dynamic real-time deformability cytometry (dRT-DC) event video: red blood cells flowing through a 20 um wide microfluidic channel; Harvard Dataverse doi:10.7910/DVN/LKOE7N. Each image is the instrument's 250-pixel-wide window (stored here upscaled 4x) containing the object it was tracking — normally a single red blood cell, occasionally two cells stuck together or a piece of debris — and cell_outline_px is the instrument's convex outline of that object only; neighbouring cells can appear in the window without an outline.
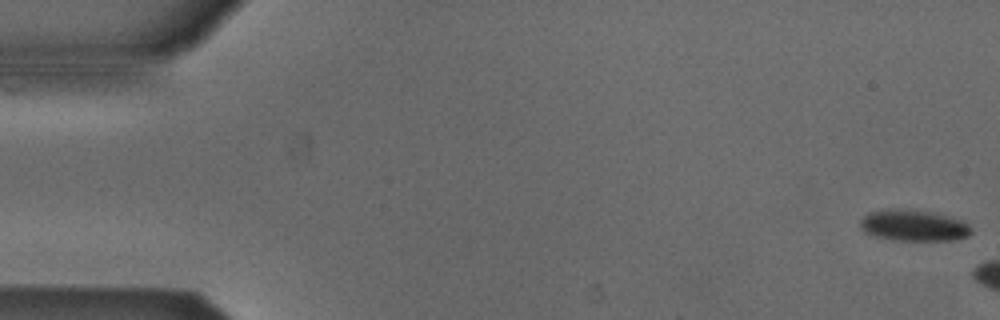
{"species": "Egyptian fruit bat (a non-hibernating species)", "species_latin": "Rousettus aegyptiacus", "temperature_condition": "cold", "stored_images_in_passage": 7, "camera_frame_rate_fps": 3000, "um_per_image_px": 0.085, "animal": {"sex": "male"}, "frame": {"image": 1, "passage_image": 1, "time_ms": 0.0, "image_size_px": [1000, 320], "cell_outline_px": [[972, 232], [968, 236], [952, 240], [892, 240], [876, 236], [864, 232], [860, 228], [860, 220], [868, 212], [888, 208], [928, 212], [964, 220], [972, 228]], "centroid_in_image_um": [77.64, 19.17], "position_along_channel_um": 7.4, "area_um2": 20.11}}